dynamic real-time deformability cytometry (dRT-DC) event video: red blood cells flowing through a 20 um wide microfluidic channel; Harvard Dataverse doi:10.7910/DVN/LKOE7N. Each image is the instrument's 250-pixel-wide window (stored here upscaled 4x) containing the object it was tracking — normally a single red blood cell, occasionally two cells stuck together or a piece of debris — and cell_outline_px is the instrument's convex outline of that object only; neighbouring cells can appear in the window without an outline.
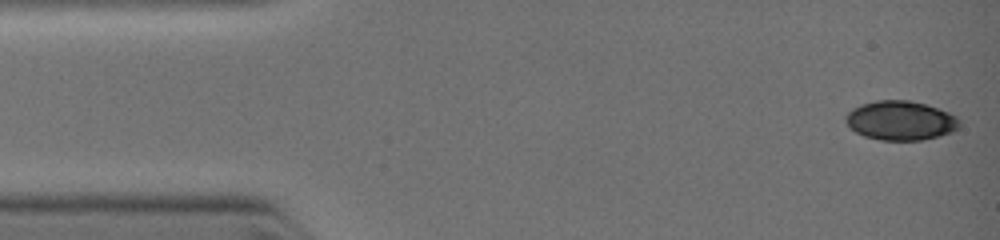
{"species": "common noctule bat (a hibernating species)", "species_latin": "Nyctalus noctula", "temperature_condition": "warm", "stored_images_in_passage": 33, "camera_frame_rate_fps": 3000, "um_per_image_px": 0.085, "animal": {"sex": "female", "body_mass_g": 19.0, "forearm_length_mm": 51.5}, "frame": {"image": 1, "passage_image": 1, "time_ms": 0.0, "image_size_px": [1000, 240], "cell_outline_px": [[960, 128], [952, 132], [920, 140], [880, 140], [864, 136], [856, 132], [844, 120], [844, 116], [852, 108], [860, 104], [876, 100], [908, 100], [924, 104], [948, 112], [956, 116], [960, 120]], "centroid_in_image_um": [76.53, 10.24], "position_along_channel_um": 8.5, "area_um2": 26.01}}
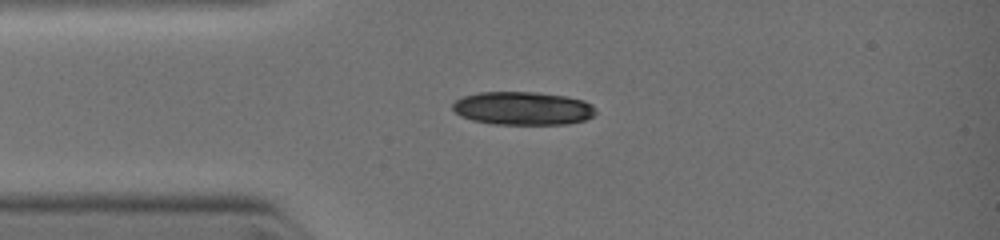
{"frame": {"image": 2, "passage_image": 15, "time_ms": 2.333, "image_size_px": [1000, 240], "cell_outline_px": [[596, 112], [592, 116], [584, 120], [568, 124], [496, 124], [472, 120], [460, 116], [452, 108], [452, 104], [456, 100], [464, 96], [480, 92], [536, 92], [568, 96], [584, 100], [592, 104], [596, 108]], "centroid_in_image_um": [44.47, 9.2], "position_along_channel_um": 40.5, "area_um2": 27.86}}